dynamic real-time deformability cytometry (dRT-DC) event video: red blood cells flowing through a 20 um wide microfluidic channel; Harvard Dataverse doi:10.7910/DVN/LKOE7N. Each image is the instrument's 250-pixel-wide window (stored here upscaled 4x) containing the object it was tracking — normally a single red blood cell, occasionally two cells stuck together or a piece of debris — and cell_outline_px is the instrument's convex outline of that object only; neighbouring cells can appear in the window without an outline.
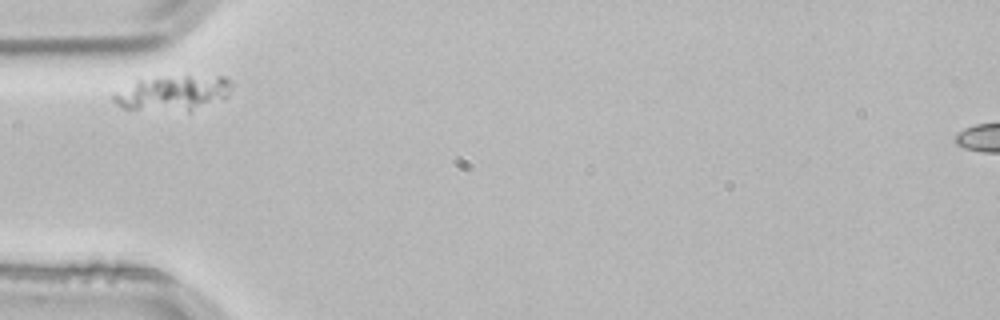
{"species": "common noctule bat (a hibernating species)", "species_latin": "Nyctalus noctula", "temperature_condition": "room temperature", "stored_images_in_passage": 1, "camera_frame_rate_fps": 3000, "um_per_image_px": 0.085, "animal": {"sex": "male", "body_mass_g": 21.5, "forearm_length_mm": 52.0}, "frame": {"image": 1, "passage_image": 1, "time_ms": 0.0, "image_size_px": [1000, 320], "cell_outline_px": [[232, 88], [228, 96], [188, 112], [124, 108], [116, 104], [112, 100], [112, 96], [136, 80], [184, 76], [224, 76], [232, 80]], "centroid_in_image_um": [14.76, 7.91], "position_along_channel_um": 70.2, "area_um2": 23.87}}